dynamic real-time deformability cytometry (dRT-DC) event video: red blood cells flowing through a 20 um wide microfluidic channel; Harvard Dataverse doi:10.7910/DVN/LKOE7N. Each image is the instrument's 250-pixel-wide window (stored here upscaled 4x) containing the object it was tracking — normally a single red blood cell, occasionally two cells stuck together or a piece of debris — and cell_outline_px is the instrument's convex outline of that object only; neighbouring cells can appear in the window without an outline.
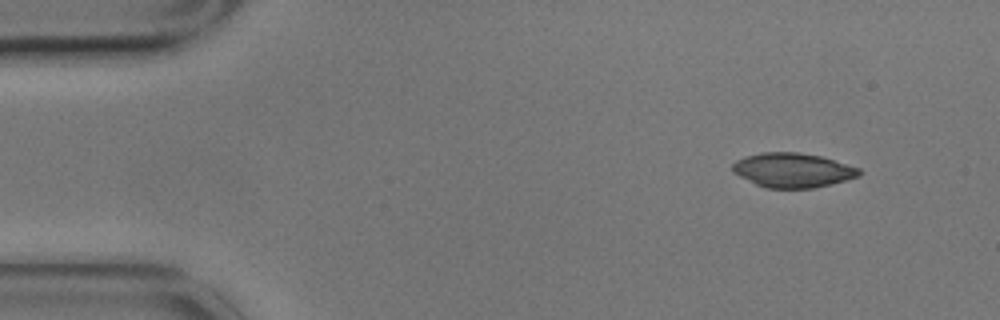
{"species": "common noctule bat (a hibernating species)", "species_latin": "Nyctalus noctula", "temperature_condition": "cold", "stored_images_in_passage": 7, "camera_frame_rate_fps": 3000, "um_per_image_px": 0.085, "animal": {"sex": "male", "body_mass_g": 17.9}, "frame": {"image": 1, "passage_image": 1, "time_ms": 0.0, "image_size_px": [1000, 320], "cell_outline_px": [[860, 176], [812, 188], [764, 188], [732, 172], [732, 164], [736, 160], [748, 156], [764, 152], [800, 152], [820, 156], [860, 168]], "centroid_in_image_um": [67.36, 14.46], "position_along_channel_um": 17.6, "area_um2": 25.14}}
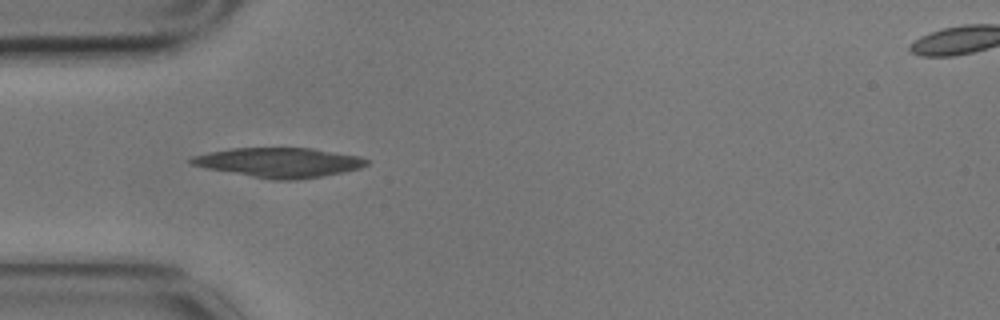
{"frame": {"image": 2, "passage_image": 4, "time_ms": 1.0, "image_size_px": [1000, 320], "cell_outline_px": [[368, 164], [360, 168], [344, 172], [324, 176], [292, 180], [272, 180], [208, 168], [192, 164], [188, 160], [192, 156], [232, 148], [312, 148], [360, 156], [368, 160]], "centroid_in_image_um": [23.78, 13.81], "position_along_channel_um": 61.2, "area_um2": 30.0}}